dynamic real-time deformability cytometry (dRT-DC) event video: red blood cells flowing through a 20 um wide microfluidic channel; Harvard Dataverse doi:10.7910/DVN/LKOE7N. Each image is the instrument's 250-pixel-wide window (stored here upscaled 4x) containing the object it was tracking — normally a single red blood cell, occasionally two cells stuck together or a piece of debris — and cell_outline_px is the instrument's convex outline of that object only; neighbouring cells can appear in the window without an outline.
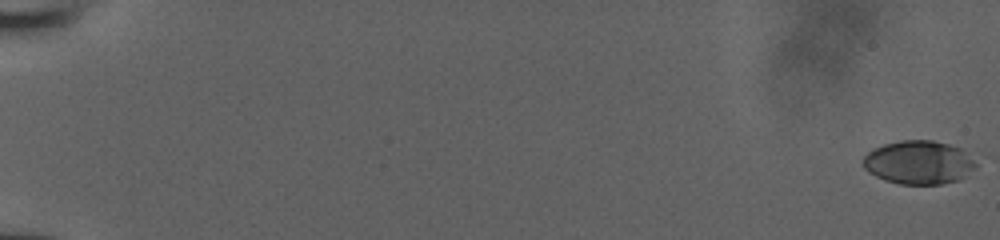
{"species": "human", "species_latin": "Homo sapiens", "temperature_condition": "room temperature", "stored_images_in_passage": 35, "camera_frame_rate_fps": 3000, "um_per_image_px": 0.085, "donor": {"sex": "male"}, "frame": {"image": 1, "passage_image": 1, "time_ms": 0.0, "image_size_px": [1000, 240], "cell_outline_px": [[976, 168], [964, 176], [956, 180], [940, 184], [900, 184], [884, 180], [868, 172], [864, 168], [864, 156], [872, 148], [884, 144], [900, 140], [932, 140], [948, 144], [960, 148], [976, 164]], "centroid_in_image_um": [78.04, 13.8], "position_along_channel_um": 7.0, "area_um2": 28.38}}
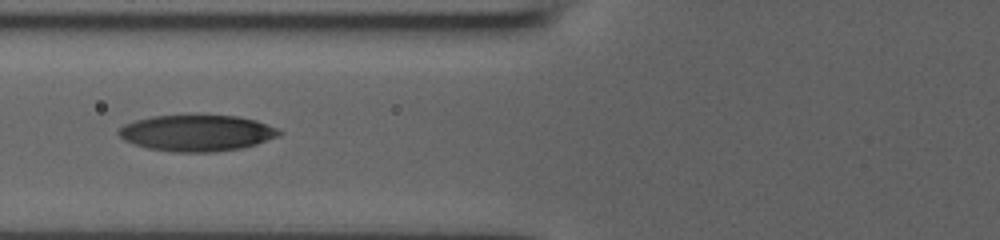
{"frame": {"image": 2, "passage_image": 25, "time_ms": 8.0, "image_size_px": [1000, 240], "cell_outline_px": [[284, 132], [276, 136], [256, 144], [240, 148], [212, 152], [172, 152], [148, 148], [124, 140], [116, 132], [124, 124], [136, 120], [152, 116], [236, 116], [256, 120], [276, 128]], "centroid_in_image_um": [16.7, 11.31], "position_along_channel_um": 109.1, "area_um2": 33.47}}
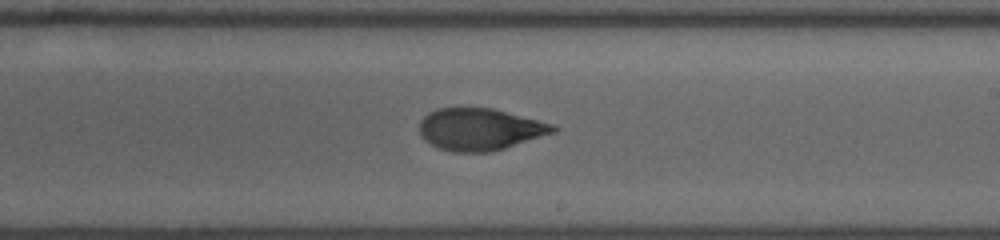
{"frame": {"image": 3, "passage_image": 35, "time_ms": 11.333, "image_size_px": [1000, 240], "cell_outline_px": [[560, 128], [556, 132], [492, 152], [452, 152], [440, 148], [424, 140], [420, 136], [420, 120], [428, 112], [436, 108], [492, 108], [552, 124]], "centroid_in_image_um": [40.77, 10.99], "position_along_channel_um": 248.2, "area_um2": 32.66}}